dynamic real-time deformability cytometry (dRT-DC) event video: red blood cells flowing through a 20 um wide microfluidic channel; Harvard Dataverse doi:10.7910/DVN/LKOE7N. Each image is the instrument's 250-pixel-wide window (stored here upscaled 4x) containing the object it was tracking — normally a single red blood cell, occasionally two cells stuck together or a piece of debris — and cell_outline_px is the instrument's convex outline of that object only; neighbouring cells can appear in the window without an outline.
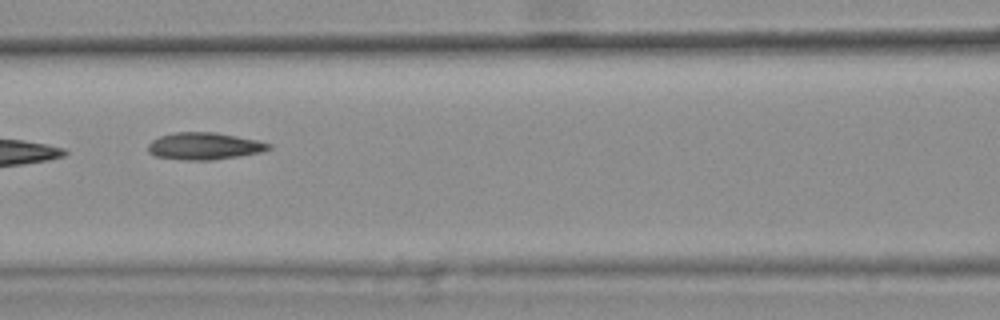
{"species": "common noctule bat (a hibernating species)", "species_latin": "Nyctalus noctula", "temperature_condition": "warm", "stored_images_in_passage": 4, "segment_of_instrument_passage": [2, 2], "camera_frame_rate_fps": 3000, "um_per_image_px": 0.085, "animal": {"sex": "female", "body_mass_g": 25.1}, "frame": {"image": 1, "passage_image": 4, "time_ms": 1.0, "image_size_px": [1000, 320], "cell_outline_px": [[272, 148], [260, 152], [212, 160], [184, 160], [156, 156], [148, 152], [148, 144], [152, 140], [160, 136], [176, 132], [216, 132], [256, 140], [272, 144]], "centroid_in_image_um": [17.35, 12.41], "position_along_channel_um": 149.3, "area_um2": 18.9}}